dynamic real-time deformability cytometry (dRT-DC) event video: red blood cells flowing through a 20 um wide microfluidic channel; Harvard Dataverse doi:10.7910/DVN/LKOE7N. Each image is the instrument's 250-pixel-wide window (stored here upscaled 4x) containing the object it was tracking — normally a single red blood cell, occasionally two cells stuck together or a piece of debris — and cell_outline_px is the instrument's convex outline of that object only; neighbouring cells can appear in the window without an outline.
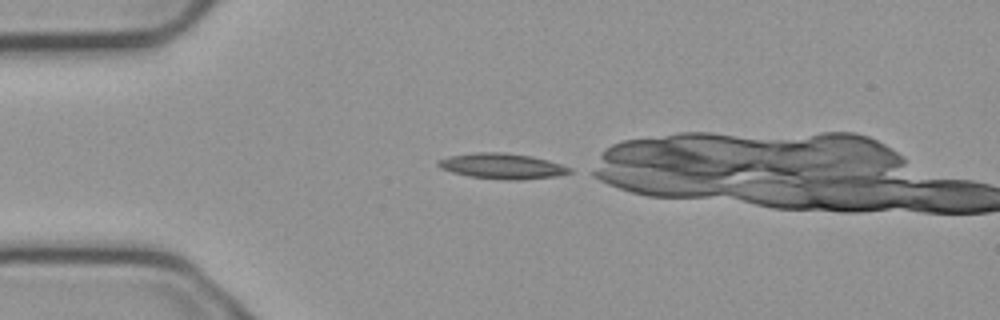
{"species": "common noctule bat (a hibernating species)", "species_latin": "Nyctalus noctula", "temperature_condition": "cold", "stored_images_in_passage": 32, "camera_frame_rate_fps": 3000, "um_per_image_px": 0.085, "animal": {"sex": "male", "body_mass_g": 23.1, "forearm_length_mm": 52.7}, "frame": {"image": 1, "passage_image": 1, "time_ms": 0.0, "image_size_px": [1000, 320], "cell_outline_px": [[572, 172], [556, 176], [516, 180], [508, 180], [468, 176], [452, 172], [440, 168], [436, 164], [436, 160], [448, 156], [476, 152], [504, 152], [532, 156], [548, 160], [572, 168]], "centroid_in_image_um": [42.65, 14.11], "position_along_channel_um": 42.4, "area_um2": 19.59}}
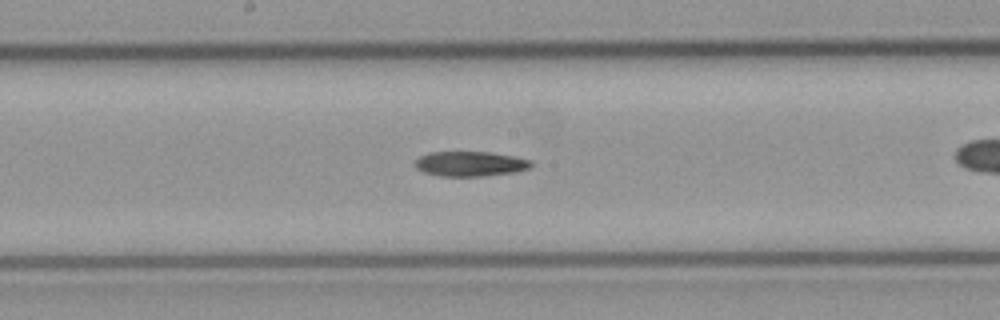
{"frame": {"image": 2, "passage_image": 16, "time_ms": 5.0, "image_size_px": [1000, 320], "cell_outline_px": [[532, 168], [516, 172], [484, 176], [440, 176], [424, 172], [416, 168], [412, 164], [420, 156], [428, 152], [492, 152], [516, 156], [532, 160]], "centroid_in_image_um": [40.0, 13.92], "position_along_channel_um": 208.2, "area_um2": 17.17}}
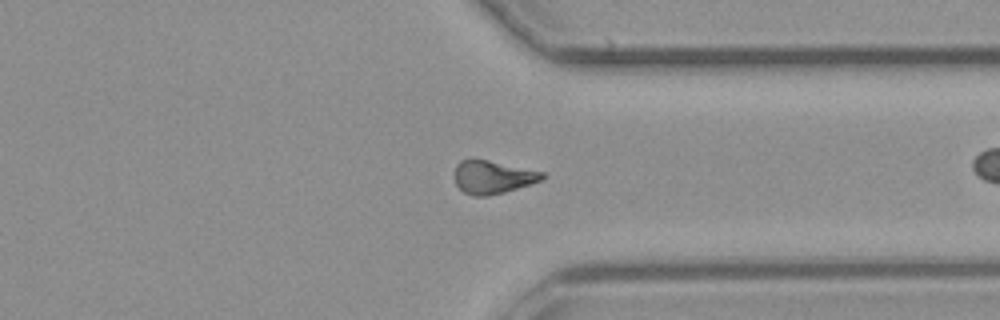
{"frame": {"image": 3, "passage_image": 29, "time_ms": 9.333, "image_size_px": [1000, 320], "cell_outline_px": [[548, 176], [544, 180], [532, 184], [504, 192], [488, 196], [472, 196], [464, 192], [456, 184], [456, 164], [460, 160], [468, 156], [472, 156], [544, 172]], "centroid_in_image_um": [41.9, 15.02], "position_along_channel_um": 369.5, "area_um2": 17.46}}